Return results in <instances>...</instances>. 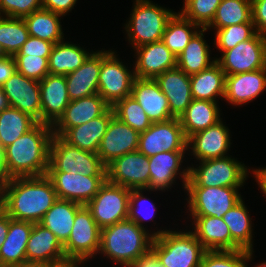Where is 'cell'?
<instances>
[{"mask_svg":"<svg viewBox=\"0 0 266 267\" xmlns=\"http://www.w3.org/2000/svg\"><path fill=\"white\" fill-rule=\"evenodd\" d=\"M57 199L46 175L10 178L2 184V209L14 220L39 223Z\"/></svg>","mask_w":266,"mask_h":267,"instance_id":"1","label":"cell"},{"mask_svg":"<svg viewBox=\"0 0 266 267\" xmlns=\"http://www.w3.org/2000/svg\"><path fill=\"white\" fill-rule=\"evenodd\" d=\"M52 137L51 125L37 123L31 130L4 148V180L46 175Z\"/></svg>","mask_w":266,"mask_h":267,"instance_id":"2","label":"cell"},{"mask_svg":"<svg viewBox=\"0 0 266 267\" xmlns=\"http://www.w3.org/2000/svg\"><path fill=\"white\" fill-rule=\"evenodd\" d=\"M153 237L125 219L101 229L100 248L108 258L129 267L151 251Z\"/></svg>","mask_w":266,"mask_h":267,"instance_id":"3","label":"cell"},{"mask_svg":"<svg viewBox=\"0 0 266 267\" xmlns=\"http://www.w3.org/2000/svg\"><path fill=\"white\" fill-rule=\"evenodd\" d=\"M151 252L164 267H199L206 252L192 232L157 231Z\"/></svg>","mask_w":266,"mask_h":267,"instance_id":"4","label":"cell"},{"mask_svg":"<svg viewBox=\"0 0 266 267\" xmlns=\"http://www.w3.org/2000/svg\"><path fill=\"white\" fill-rule=\"evenodd\" d=\"M198 168L189 167L182 175L185 187H241L247 168L235 159L223 158L201 161ZM183 173V174H182Z\"/></svg>","mask_w":266,"mask_h":267,"instance_id":"5","label":"cell"},{"mask_svg":"<svg viewBox=\"0 0 266 267\" xmlns=\"http://www.w3.org/2000/svg\"><path fill=\"white\" fill-rule=\"evenodd\" d=\"M47 172L80 173L88 176H106V166L97 153L84 151L53 135Z\"/></svg>","mask_w":266,"mask_h":267,"instance_id":"6","label":"cell"},{"mask_svg":"<svg viewBox=\"0 0 266 267\" xmlns=\"http://www.w3.org/2000/svg\"><path fill=\"white\" fill-rule=\"evenodd\" d=\"M126 32L134 48L162 40L168 21L175 14L149 0H136Z\"/></svg>","mask_w":266,"mask_h":267,"instance_id":"7","label":"cell"},{"mask_svg":"<svg viewBox=\"0 0 266 267\" xmlns=\"http://www.w3.org/2000/svg\"><path fill=\"white\" fill-rule=\"evenodd\" d=\"M130 189L105 181L85 205L102 229L127 219Z\"/></svg>","mask_w":266,"mask_h":267,"instance_id":"8","label":"cell"},{"mask_svg":"<svg viewBox=\"0 0 266 267\" xmlns=\"http://www.w3.org/2000/svg\"><path fill=\"white\" fill-rule=\"evenodd\" d=\"M101 228L93 219L90 210L82 205L76 212L69 239L63 245L67 260L87 261L99 252Z\"/></svg>","mask_w":266,"mask_h":267,"instance_id":"9","label":"cell"},{"mask_svg":"<svg viewBox=\"0 0 266 267\" xmlns=\"http://www.w3.org/2000/svg\"><path fill=\"white\" fill-rule=\"evenodd\" d=\"M112 51H102L98 79V94L112 107L119 100L131 95L134 72H130Z\"/></svg>","mask_w":266,"mask_h":267,"instance_id":"10","label":"cell"},{"mask_svg":"<svg viewBox=\"0 0 266 267\" xmlns=\"http://www.w3.org/2000/svg\"><path fill=\"white\" fill-rule=\"evenodd\" d=\"M222 53L216 63L226 75L266 68V36L256 33L251 39Z\"/></svg>","mask_w":266,"mask_h":267,"instance_id":"11","label":"cell"},{"mask_svg":"<svg viewBox=\"0 0 266 267\" xmlns=\"http://www.w3.org/2000/svg\"><path fill=\"white\" fill-rule=\"evenodd\" d=\"M188 139L178 118L152 123L140 133L138 151L147 157L165 151H185Z\"/></svg>","mask_w":266,"mask_h":267,"instance_id":"12","label":"cell"},{"mask_svg":"<svg viewBox=\"0 0 266 267\" xmlns=\"http://www.w3.org/2000/svg\"><path fill=\"white\" fill-rule=\"evenodd\" d=\"M239 187H185L189 193V210L192 216L222 218L242 198Z\"/></svg>","mask_w":266,"mask_h":267,"instance_id":"13","label":"cell"},{"mask_svg":"<svg viewBox=\"0 0 266 267\" xmlns=\"http://www.w3.org/2000/svg\"><path fill=\"white\" fill-rule=\"evenodd\" d=\"M149 159L133 151L118 157L106 166V180L127 189L147 190L150 179Z\"/></svg>","mask_w":266,"mask_h":267,"instance_id":"14","label":"cell"},{"mask_svg":"<svg viewBox=\"0 0 266 267\" xmlns=\"http://www.w3.org/2000/svg\"><path fill=\"white\" fill-rule=\"evenodd\" d=\"M58 199L74 201L86 205L106 181V176H88L80 173L47 172Z\"/></svg>","mask_w":266,"mask_h":267,"instance_id":"15","label":"cell"},{"mask_svg":"<svg viewBox=\"0 0 266 267\" xmlns=\"http://www.w3.org/2000/svg\"><path fill=\"white\" fill-rule=\"evenodd\" d=\"M10 107L17 108L41 123V97L39 81L15 71L2 86Z\"/></svg>","mask_w":266,"mask_h":267,"instance_id":"16","label":"cell"},{"mask_svg":"<svg viewBox=\"0 0 266 267\" xmlns=\"http://www.w3.org/2000/svg\"><path fill=\"white\" fill-rule=\"evenodd\" d=\"M140 133L113 116L97 154L105 166L126 153L138 150Z\"/></svg>","mask_w":266,"mask_h":267,"instance_id":"17","label":"cell"},{"mask_svg":"<svg viewBox=\"0 0 266 267\" xmlns=\"http://www.w3.org/2000/svg\"><path fill=\"white\" fill-rule=\"evenodd\" d=\"M131 96L141 105L152 123L165 122L175 118L170 112L167 97L155 79L135 77Z\"/></svg>","mask_w":266,"mask_h":267,"instance_id":"18","label":"cell"},{"mask_svg":"<svg viewBox=\"0 0 266 267\" xmlns=\"http://www.w3.org/2000/svg\"><path fill=\"white\" fill-rule=\"evenodd\" d=\"M41 123L53 126L71 102L64 75L48 74L39 81Z\"/></svg>","mask_w":266,"mask_h":267,"instance_id":"19","label":"cell"},{"mask_svg":"<svg viewBox=\"0 0 266 267\" xmlns=\"http://www.w3.org/2000/svg\"><path fill=\"white\" fill-rule=\"evenodd\" d=\"M110 107L98 93L72 100L65 108L63 115L52 126L53 135L62 136L69 128L82 125L103 115Z\"/></svg>","mask_w":266,"mask_h":267,"instance_id":"20","label":"cell"},{"mask_svg":"<svg viewBox=\"0 0 266 267\" xmlns=\"http://www.w3.org/2000/svg\"><path fill=\"white\" fill-rule=\"evenodd\" d=\"M136 51L138 57L133 72L137 78L155 79L166 70L177 67V57L162 41L141 45Z\"/></svg>","mask_w":266,"mask_h":267,"instance_id":"21","label":"cell"},{"mask_svg":"<svg viewBox=\"0 0 266 267\" xmlns=\"http://www.w3.org/2000/svg\"><path fill=\"white\" fill-rule=\"evenodd\" d=\"M26 260L56 265L68 261L63 245L57 237L40 223H33L26 248Z\"/></svg>","mask_w":266,"mask_h":267,"instance_id":"22","label":"cell"},{"mask_svg":"<svg viewBox=\"0 0 266 267\" xmlns=\"http://www.w3.org/2000/svg\"><path fill=\"white\" fill-rule=\"evenodd\" d=\"M187 143L188 147L192 146L193 155L201 161L223 158L230 147L229 130L220 120L215 125L190 136Z\"/></svg>","mask_w":266,"mask_h":267,"instance_id":"23","label":"cell"},{"mask_svg":"<svg viewBox=\"0 0 266 267\" xmlns=\"http://www.w3.org/2000/svg\"><path fill=\"white\" fill-rule=\"evenodd\" d=\"M155 80L168 99L171 114L179 118L193 100L190 76L175 67L158 75Z\"/></svg>","mask_w":266,"mask_h":267,"instance_id":"24","label":"cell"},{"mask_svg":"<svg viewBox=\"0 0 266 267\" xmlns=\"http://www.w3.org/2000/svg\"><path fill=\"white\" fill-rule=\"evenodd\" d=\"M195 229L192 232L206 251L241 250L231 239L230 229L223 218L192 216Z\"/></svg>","mask_w":266,"mask_h":267,"instance_id":"25","label":"cell"},{"mask_svg":"<svg viewBox=\"0 0 266 267\" xmlns=\"http://www.w3.org/2000/svg\"><path fill=\"white\" fill-rule=\"evenodd\" d=\"M101 62L102 51L91 53L77 70L65 75L71 101L98 93Z\"/></svg>","mask_w":266,"mask_h":267,"instance_id":"26","label":"cell"},{"mask_svg":"<svg viewBox=\"0 0 266 267\" xmlns=\"http://www.w3.org/2000/svg\"><path fill=\"white\" fill-rule=\"evenodd\" d=\"M265 88L266 68L226 75L224 99L233 105H242L255 99Z\"/></svg>","mask_w":266,"mask_h":267,"instance_id":"27","label":"cell"},{"mask_svg":"<svg viewBox=\"0 0 266 267\" xmlns=\"http://www.w3.org/2000/svg\"><path fill=\"white\" fill-rule=\"evenodd\" d=\"M113 116L114 112L110 107L103 115L82 125L69 128L61 137L72 146L84 151L97 153L100 142Z\"/></svg>","mask_w":266,"mask_h":267,"instance_id":"28","label":"cell"},{"mask_svg":"<svg viewBox=\"0 0 266 267\" xmlns=\"http://www.w3.org/2000/svg\"><path fill=\"white\" fill-rule=\"evenodd\" d=\"M33 223L9 217L6 240L0 249V267H12L26 261V248Z\"/></svg>","mask_w":266,"mask_h":267,"instance_id":"29","label":"cell"},{"mask_svg":"<svg viewBox=\"0 0 266 267\" xmlns=\"http://www.w3.org/2000/svg\"><path fill=\"white\" fill-rule=\"evenodd\" d=\"M184 151H165L148 157L150 179L147 190H164L172 186L180 169Z\"/></svg>","mask_w":266,"mask_h":267,"instance_id":"30","label":"cell"},{"mask_svg":"<svg viewBox=\"0 0 266 267\" xmlns=\"http://www.w3.org/2000/svg\"><path fill=\"white\" fill-rule=\"evenodd\" d=\"M81 206L82 204L74 201L57 199L39 223L64 245L70 237L76 212Z\"/></svg>","mask_w":266,"mask_h":267,"instance_id":"31","label":"cell"},{"mask_svg":"<svg viewBox=\"0 0 266 267\" xmlns=\"http://www.w3.org/2000/svg\"><path fill=\"white\" fill-rule=\"evenodd\" d=\"M217 102L193 99L187 109L178 118L186 138L215 125L219 118Z\"/></svg>","mask_w":266,"mask_h":267,"instance_id":"32","label":"cell"},{"mask_svg":"<svg viewBox=\"0 0 266 267\" xmlns=\"http://www.w3.org/2000/svg\"><path fill=\"white\" fill-rule=\"evenodd\" d=\"M191 95L193 99L216 102V96H225L226 74L214 63L211 67L190 76Z\"/></svg>","mask_w":266,"mask_h":267,"instance_id":"33","label":"cell"},{"mask_svg":"<svg viewBox=\"0 0 266 267\" xmlns=\"http://www.w3.org/2000/svg\"><path fill=\"white\" fill-rule=\"evenodd\" d=\"M204 31L205 28L198 31L177 57V67L189 76L206 70L216 63V60L210 61L209 46L203 40Z\"/></svg>","mask_w":266,"mask_h":267,"instance_id":"34","label":"cell"},{"mask_svg":"<svg viewBox=\"0 0 266 267\" xmlns=\"http://www.w3.org/2000/svg\"><path fill=\"white\" fill-rule=\"evenodd\" d=\"M89 55V52L74 44L55 43L49 56V74L65 76L77 70Z\"/></svg>","mask_w":266,"mask_h":267,"instance_id":"35","label":"cell"},{"mask_svg":"<svg viewBox=\"0 0 266 267\" xmlns=\"http://www.w3.org/2000/svg\"><path fill=\"white\" fill-rule=\"evenodd\" d=\"M38 122L30 115L14 107L0 112V146L4 149L20 136L31 130Z\"/></svg>","mask_w":266,"mask_h":267,"instance_id":"36","label":"cell"},{"mask_svg":"<svg viewBox=\"0 0 266 267\" xmlns=\"http://www.w3.org/2000/svg\"><path fill=\"white\" fill-rule=\"evenodd\" d=\"M62 15L45 9L35 11L23 18L30 36L49 41L53 44L63 40L59 17Z\"/></svg>","mask_w":266,"mask_h":267,"instance_id":"37","label":"cell"},{"mask_svg":"<svg viewBox=\"0 0 266 267\" xmlns=\"http://www.w3.org/2000/svg\"><path fill=\"white\" fill-rule=\"evenodd\" d=\"M223 221L230 229L231 239L241 248L252 250V228L248 211L241 199L223 215ZM250 219V220H249Z\"/></svg>","mask_w":266,"mask_h":267,"instance_id":"38","label":"cell"},{"mask_svg":"<svg viewBox=\"0 0 266 267\" xmlns=\"http://www.w3.org/2000/svg\"><path fill=\"white\" fill-rule=\"evenodd\" d=\"M195 27L200 28L199 25L184 18L180 13H175L167 23L161 41L178 57L198 32L191 30Z\"/></svg>","mask_w":266,"mask_h":267,"instance_id":"39","label":"cell"},{"mask_svg":"<svg viewBox=\"0 0 266 267\" xmlns=\"http://www.w3.org/2000/svg\"><path fill=\"white\" fill-rule=\"evenodd\" d=\"M252 22L251 0H221L212 22L205 28L224 27Z\"/></svg>","mask_w":266,"mask_h":267,"instance_id":"40","label":"cell"},{"mask_svg":"<svg viewBox=\"0 0 266 267\" xmlns=\"http://www.w3.org/2000/svg\"><path fill=\"white\" fill-rule=\"evenodd\" d=\"M23 18L0 16V46L7 56H14L29 38Z\"/></svg>","mask_w":266,"mask_h":267,"instance_id":"41","label":"cell"},{"mask_svg":"<svg viewBox=\"0 0 266 267\" xmlns=\"http://www.w3.org/2000/svg\"><path fill=\"white\" fill-rule=\"evenodd\" d=\"M114 116L139 133L148 129L152 122L133 96H127L112 106Z\"/></svg>","mask_w":266,"mask_h":267,"instance_id":"42","label":"cell"},{"mask_svg":"<svg viewBox=\"0 0 266 267\" xmlns=\"http://www.w3.org/2000/svg\"><path fill=\"white\" fill-rule=\"evenodd\" d=\"M253 22L230 25L217 29L215 45L222 52L236 47L239 43L251 39L257 32Z\"/></svg>","mask_w":266,"mask_h":267,"instance_id":"43","label":"cell"},{"mask_svg":"<svg viewBox=\"0 0 266 267\" xmlns=\"http://www.w3.org/2000/svg\"><path fill=\"white\" fill-rule=\"evenodd\" d=\"M252 252L248 250L206 251L199 267H247Z\"/></svg>","mask_w":266,"mask_h":267,"instance_id":"44","label":"cell"},{"mask_svg":"<svg viewBox=\"0 0 266 267\" xmlns=\"http://www.w3.org/2000/svg\"><path fill=\"white\" fill-rule=\"evenodd\" d=\"M221 0H185L180 13L192 23L206 28L213 20Z\"/></svg>","mask_w":266,"mask_h":267,"instance_id":"45","label":"cell"},{"mask_svg":"<svg viewBox=\"0 0 266 267\" xmlns=\"http://www.w3.org/2000/svg\"><path fill=\"white\" fill-rule=\"evenodd\" d=\"M16 71L27 78L40 81L49 74V60L44 57L14 55Z\"/></svg>","mask_w":266,"mask_h":267,"instance_id":"46","label":"cell"},{"mask_svg":"<svg viewBox=\"0 0 266 267\" xmlns=\"http://www.w3.org/2000/svg\"><path fill=\"white\" fill-rule=\"evenodd\" d=\"M41 9L42 0H0V15L7 17L24 18Z\"/></svg>","mask_w":266,"mask_h":267,"instance_id":"47","label":"cell"},{"mask_svg":"<svg viewBox=\"0 0 266 267\" xmlns=\"http://www.w3.org/2000/svg\"><path fill=\"white\" fill-rule=\"evenodd\" d=\"M142 191L143 189H131L130 190V195H129V204H128V216L127 219L135 222L140 228L145 229L144 226L141 224L143 220L149 219V218H153L154 216V212H155V206L153 203H150L149 207H151L150 209H152L153 213L150 214L148 211V213H142L141 215V209H138L140 206V202L142 201L144 202V204L147 203V199L142 195ZM139 202V203H138ZM146 202V203H145ZM139 204V205H138ZM143 205V203H142ZM142 207V206H141ZM144 207V206H143ZM147 209V208H146ZM151 212V211H150ZM144 214V215H143ZM141 215V216H140ZM148 215V217H147ZM144 216V217H142Z\"/></svg>","mask_w":266,"mask_h":267,"instance_id":"48","label":"cell"},{"mask_svg":"<svg viewBox=\"0 0 266 267\" xmlns=\"http://www.w3.org/2000/svg\"><path fill=\"white\" fill-rule=\"evenodd\" d=\"M53 45L54 44L49 41L29 36L28 40L21 47L20 51L15 55L44 57L49 60Z\"/></svg>","mask_w":266,"mask_h":267,"instance_id":"49","label":"cell"},{"mask_svg":"<svg viewBox=\"0 0 266 267\" xmlns=\"http://www.w3.org/2000/svg\"><path fill=\"white\" fill-rule=\"evenodd\" d=\"M251 10L256 32L266 36V0H251Z\"/></svg>","mask_w":266,"mask_h":267,"instance_id":"50","label":"cell"},{"mask_svg":"<svg viewBox=\"0 0 266 267\" xmlns=\"http://www.w3.org/2000/svg\"><path fill=\"white\" fill-rule=\"evenodd\" d=\"M77 0H42V9L52 11L60 15L69 12Z\"/></svg>","mask_w":266,"mask_h":267,"instance_id":"51","label":"cell"},{"mask_svg":"<svg viewBox=\"0 0 266 267\" xmlns=\"http://www.w3.org/2000/svg\"><path fill=\"white\" fill-rule=\"evenodd\" d=\"M16 71L15 59L13 56L0 57V87H2L9 77Z\"/></svg>","mask_w":266,"mask_h":267,"instance_id":"52","label":"cell"},{"mask_svg":"<svg viewBox=\"0 0 266 267\" xmlns=\"http://www.w3.org/2000/svg\"><path fill=\"white\" fill-rule=\"evenodd\" d=\"M129 267H164L162 266L155 255L150 251L147 255L143 256L132 263Z\"/></svg>","mask_w":266,"mask_h":267,"instance_id":"53","label":"cell"},{"mask_svg":"<svg viewBox=\"0 0 266 267\" xmlns=\"http://www.w3.org/2000/svg\"><path fill=\"white\" fill-rule=\"evenodd\" d=\"M8 229H9V216L1 208L0 209V249L4 241L6 240Z\"/></svg>","mask_w":266,"mask_h":267,"instance_id":"54","label":"cell"},{"mask_svg":"<svg viewBox=\"0 0 266 267\" xmlns=\"http://www.w3.org/2000/svg\"><path fill=\"white\" fill-rule=\"evenodd\" d=\"M253 173L256 176L257 182H259L258 185H260L262 192L266 196V168L254 170Z\"/></svg>","mask_w":266,"mask_h":267,"instance_id":"55","label":"cell"},{"mask_svg":"<svg viewBox=\"0 0 266 267\" xmlns=\"http://www.w3.org/2000/svg\"><path fill=\"white\" fill-rule=\"evenodd\" d=\"M53 265H50L46 262H37V261H23L20 264L14 265L12 267H52Z\"/></svg>","mask_w":266,"mask_h":267,"instance_id":"56","label":"cell"},{"mask_svg":"<svg viewBox=\"0 0 266 267\" xmlns=\"http://www.w3.org/2000/svg\"><path fill=\"white\" fill-rule=\"evenodd\" d=\"M9 107L7 97L5 96L2 87H0V112Z\"/></svg>","mask_w":266,"mask_h":267,"instance_id":"57","label":"cell"},{"mask_svg":"<svg viewBox=\"0 0 266 267\" xmlns=\"http://www.w3.org/2000/svg\"><path fill=\"white\" fill-rule=\"evenodd\" d=\"M81 263H84V262L68 260L64 263L53 265L52 267H78V264H81Z\"/></svg>","mask_w":266,"mask_h":267,"instance_id":"58","label":"cell"},{"mask_svg":"<svg viewBox=\"0 0 266 267\" xmlns=\"http://www.w3.org/2000/svg\"><path fill=\"white\" fill-rule=\"evenodd\" d=\"M0 180L4 182V153L3 148L0 146Z\"/></svg>","mask_w":266,"mask_h":267,"instance_id":"59","label":"cell"},{"mask_svg":"<svg viewBox=\"0 0 266 267\" xmlns=\"http://www.w3.org/2000/svg\"><path fill=\"white\" fill-rule=\"evenodd\" d=\"M2 184L3 182L0 180V209L2 208Z\"/></svg>","mask_w":266,"mask_h":267,"instance_id":"60","label":"cell"},{"mask_svg":"<svg viewBox=\"0 0 266 267\" xmlns=\"http://www.w3.org/2000/svg\"><path fill=\"white\" fill-rule=\"evenodd\" d=\"M3 56H5V54H4V52H3V50H2V48L0 46V57H3Z\"/></svg>","mask_w":266,"mask_h":267,"instance_id":"61","label":"cell"},{"mask_svg":"<svg viewBox=\"0 0 266 267\" xmlns=\"http://www.w3.org/2000/svg\"><path fill=\"white\" fill-rule=\"evenodd\" d=\"M256 267H266V262L257 265Z\"/></svg>","mask_w":266,"mask_h":267,"instance_id":"62","label":"cell"}]
</instances>
